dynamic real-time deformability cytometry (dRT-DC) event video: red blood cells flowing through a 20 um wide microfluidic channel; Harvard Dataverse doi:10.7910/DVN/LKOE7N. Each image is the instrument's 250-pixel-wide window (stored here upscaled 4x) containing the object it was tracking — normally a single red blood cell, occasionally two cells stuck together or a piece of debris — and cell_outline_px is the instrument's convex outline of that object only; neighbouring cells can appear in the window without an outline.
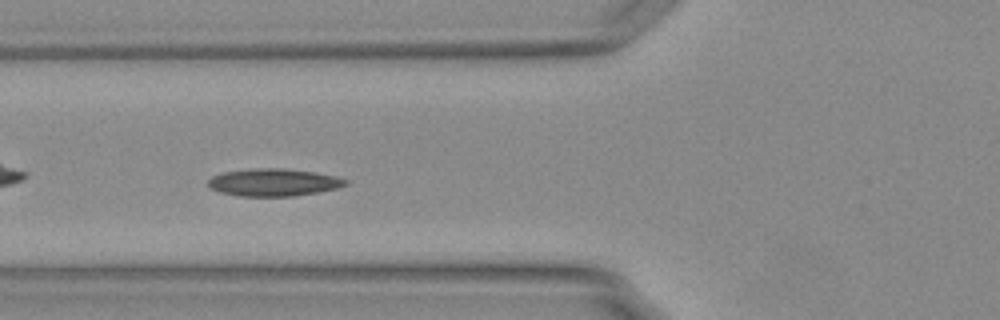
{"species": "Egyptian fruit bat (a non-hibernating species)", "species_latin": "Rousettus aegyptiacus", "temperature_condition": "warm", "stored_images_in_passage": 41, "camera_frame_rate_fps": 3000, "um_per_image_px": 0.085, "animal": {"sex": "female"}, "frame": {"image": 1, "passage_image": 7, "time_ms": 2.0, "image_size_px": [1000, 320], "cell_outline_px": [[348, 184], [336, 188], [320, 192], [296, 196], [240, 196], [220, 192], [208, 188], [208, 180], [212, 176], [224, 172], [252, 168], [284, 168], [312, 172], [332, 176], [348, 180]], "centroid_in_image_um": [23.22, 15.51], "position_along_channel_um": 102.6, "area_um2": 21.96}}
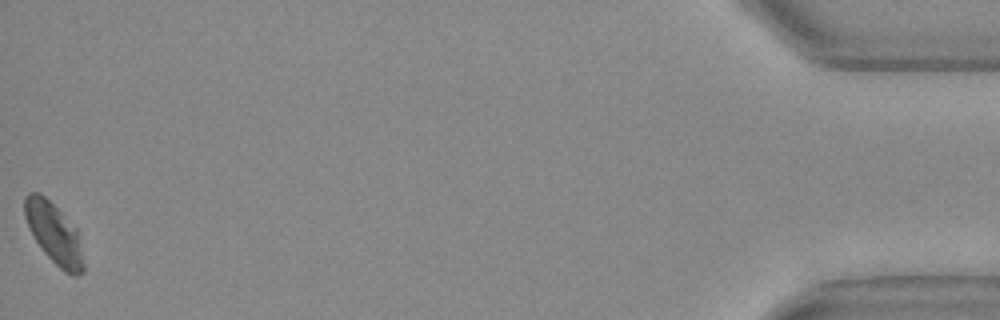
{"frame": {"image": 2, "passage_image": 41, "time_ms": 13.333, "image_size_px": [1000, 320], "cell_outline_px": [[84, 272], [76, 276], [72, 276], [64, 272], [44, 252], [28, 228], [24, 216], [24, 196], [28, 192], [40, 192], [76, 228], [84, 264]], "centroid_in_image_um": [4.57, 19.84], "position_along_channel_um": 430.6, "area_um2": 20.58}, "authors_computed_cell_mechanics": {"area_um2": 20.6924, "velocity_mm_per_s": 3.7154, "shape_relaxation_time_tau1_ms": 8.046, "shape_relaxation_time_tau2_ms": 8.6759, "deformation_change_tau1": 0.1433, "deformation_change_tau2": 0.0393}}